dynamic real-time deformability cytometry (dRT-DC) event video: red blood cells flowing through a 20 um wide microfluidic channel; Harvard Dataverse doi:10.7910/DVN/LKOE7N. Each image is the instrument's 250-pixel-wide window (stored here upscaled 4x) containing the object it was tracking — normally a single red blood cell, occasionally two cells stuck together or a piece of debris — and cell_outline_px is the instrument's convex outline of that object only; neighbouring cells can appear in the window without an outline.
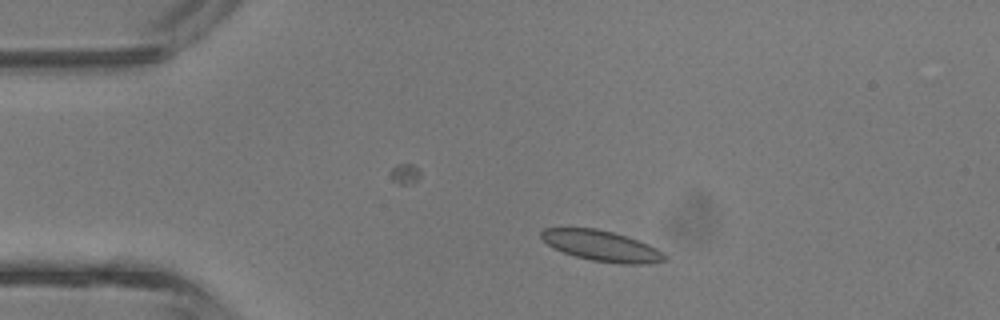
{"species": "common noctule bat (a hibernating species)", "species_latin": "Nyctalus noctula", "temperature_condition": "room temperature", "stored_images_in_passage": 38, "camera_frame_rate_fps": 3000, "um_per_image_px": 0.085, "animal": {"sex": "male", "body_mass_g": 13.3}, "frame": {"image": 1, "passage_image": 5, "time_ms": 1.333, "image_size_px": [1000, 320], "cell_outline_px": [[668, 260], [648, 264], [620, 264], [592, 260], [576, 256], [564, 252], [548, 244], [540, 236], [540, 232], [544, 228], [596, 228], [612, 232], [648, 244], [664, 252], [668, 256]], "centroid_in_image_um": [51.19, 20.91], "position_along_channel_um": 33.8, "area_um2": 21.85}}
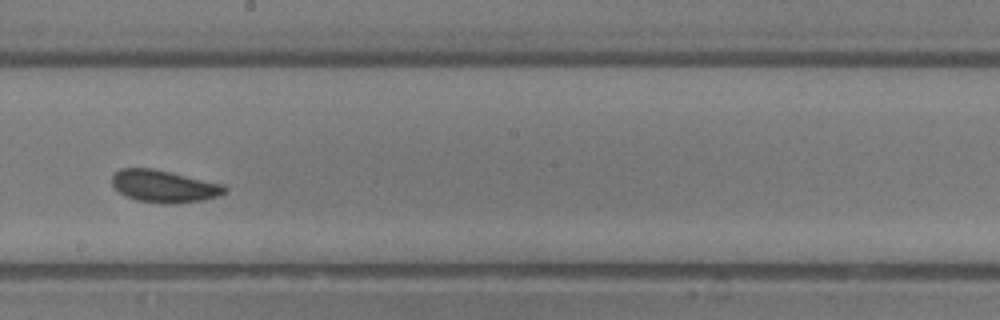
{"frame": {"image": 2, "passage_image": 20, "time_ms": 6.333, "image_size_px": [1000, 320], "cell_outline_px": [[228, 192], [204, 200], [176, 204], [160, 204], [136, 200], [120, 192], [112, 184], [112, 176], [120, 168], [152, 168], [224, 184], [228, 188]], "centroid_in_image_um": [13.98, 15.84], "position_along_channel_um": 234.2, "area_um2": 21.27}}
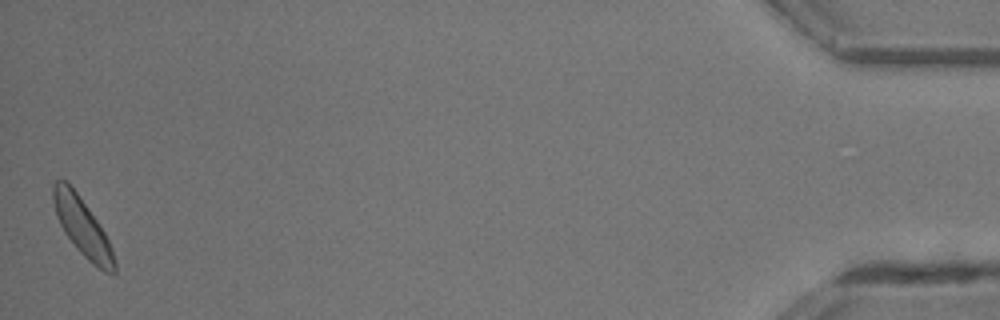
{"frame": {"image": 3, "passage_image": 38, "time_ms": 12.333, "image_size_px": [1000, 320], "cell_outline_px": [[116, 272], [104, 272], [92, 264], [76, 248], [64, 232], [56, 216], [52, 200], [52, 184], [56, 180], [68, 180], [88, 208], [104, 232], [112, 248], [116, 264]], "centroid_in_image_um": [6.97, 19.27], "position_along_channel_um": 428.2, "area_um2": 20.58}, "authors_computed_cell_mechanics": {"area_um2": 20.4901, "velocity_mm_per_s": 4.8807, "shape_relaxation_time_tau1_ms": 3.0392, "shape_relaxation_time_tau2_ms": null, "deformation_change_tau1": 0.0899, "deformation_change_tau2": null}}